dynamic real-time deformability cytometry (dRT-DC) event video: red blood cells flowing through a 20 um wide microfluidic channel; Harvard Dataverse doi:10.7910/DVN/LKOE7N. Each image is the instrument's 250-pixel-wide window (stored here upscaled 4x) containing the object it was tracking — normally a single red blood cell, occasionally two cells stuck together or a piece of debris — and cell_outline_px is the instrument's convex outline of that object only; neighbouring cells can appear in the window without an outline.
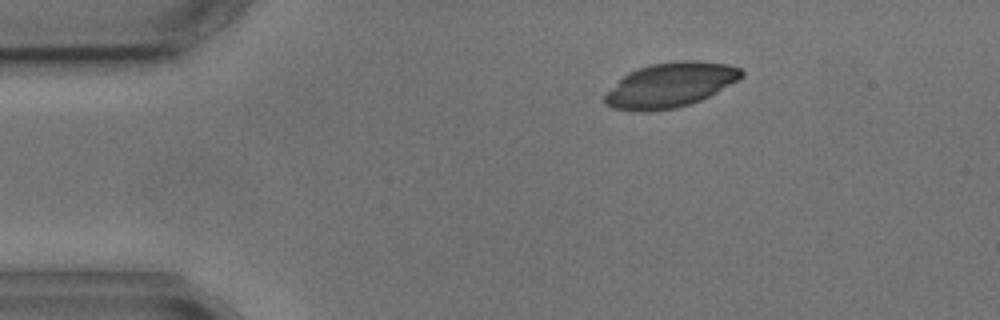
{"species": "common noctule bat (a hibernating species)", "species_latin": "Nyctalus noctula", "temperature_condition": "cold", "stored_images_in_passage": 8, "camera_frame_rate_fps": 3000, "um_per_image_px": 0.085, "animal": {"sex": "male", "body_mass_g": 17.9, "forearm_length_mm": 54.2}, "frame": {"image": 1, "passage_image": 1, "time_ms": 0.0, "image_size_px": [1000, 320], "cell_outline_px": [[744, 76], [716, 92], [692, 104], [676, 108], [644, 112], [612, 108], [604, 104], [604, 96], [628, 72], [652, 64], [676, 60], [696, 60], [728, 64], [740, 68], [744, 72]], "centroid_in_image_um": [56.99, 7.22], "position_along_channel_um": 28.0, "area_um2": 35.37}}